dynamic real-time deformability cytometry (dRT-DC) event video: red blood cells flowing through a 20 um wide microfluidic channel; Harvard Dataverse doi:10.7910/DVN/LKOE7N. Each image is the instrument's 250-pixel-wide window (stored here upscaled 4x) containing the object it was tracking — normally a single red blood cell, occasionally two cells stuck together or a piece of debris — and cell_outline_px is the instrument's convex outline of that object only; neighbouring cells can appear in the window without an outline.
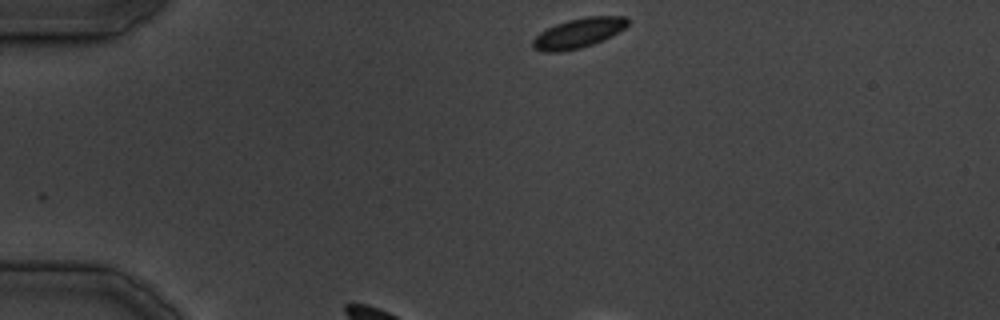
{"species": "common noctule bat (a hibernating species)", "species_latin": "Nyctalus noctula", "temperature_condition": "cold", "stored_images_in_passage": 5, "camera_frame_rate_fps": 3000, "um_per_image_px": 0.085, "animal": {"sex": "male", "body_mass_g": 19.5, "forearm_length_mm": 54.6}, "frame": {"image": 1, "passage_image": 1, "time_ms": 0.0, "image_size_px": [1000, 320], "cell_outline_px": [[628, 24], [624, 28], [592, 44], [580, 48], [560, 52], [544, 52], [532, 48], [532, 40], [540, 32], [556, 24], [568, 20], [584, 16], [624, 16], [628, 20]], "centroid_in_image_um": [49.11, 2.81], "position_along_channel_um": 35.9, "area_um2": 16.18}}